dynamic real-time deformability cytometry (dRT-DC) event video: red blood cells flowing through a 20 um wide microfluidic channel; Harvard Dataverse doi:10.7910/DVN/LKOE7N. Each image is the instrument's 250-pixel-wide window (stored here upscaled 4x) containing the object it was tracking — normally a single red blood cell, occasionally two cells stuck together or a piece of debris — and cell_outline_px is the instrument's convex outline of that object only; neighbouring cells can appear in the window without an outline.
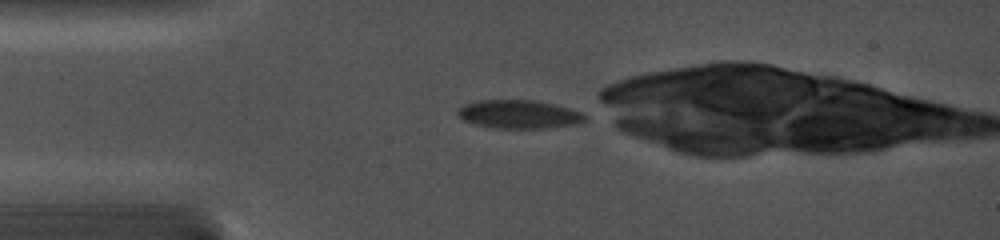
{"species": "common noctule bat (a hibernating species)", "species_latin": "Nyctalus noctula", "temperature_condition": "cold", "stored_images_in_passage": 10, "camera_frame_rate_fps": 5000, "um_per_image_px": 0.085, "animal": {"sex": "female", "body_mass_g": 19.0, "forearm_length_mm": 56.7}, "frame": {"image": 1, "passage_image": 1, "time_ms": 0.0, "image_size_px": [1000, 240], "cell_outline_px": [[588, 120], [576, 124], [548, 128], [492, 128], [476, 124], [464, 120], [456, 112], [464, 104], [476, 100], [536, 100], [556, 104], [580, 112], [588, 116]], "centroid_in_image_um": [44.15, 9.71], "position_along_channel_um": 40.9, "area_um2": 21.21}}
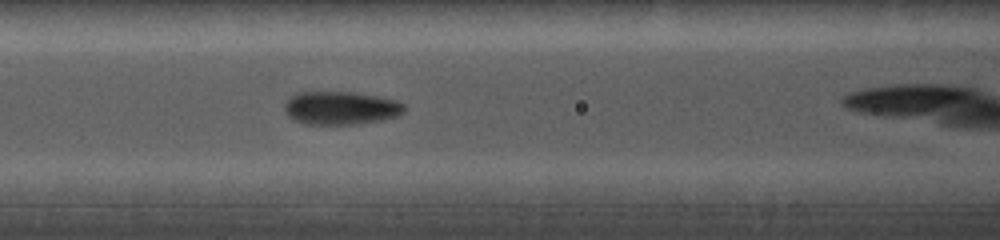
{"frame": {"image": 2, "passage_image": 7, "time_ms": 3.0, "image_size_px": [1000, 240], "cell_outline_px": [[404, 112], [400, 116], [380, 120], [356, 124], [304, 124], [292, 120], [284, 112], [284, 104], [288, 96], [296, 92], [352, 92], [376, 96], [396, 100], [404, 104]], "centroid_in_image_um": [28.91, 9.18], "position_along_channel_um": 137.7, "area_um2": 23.47}}
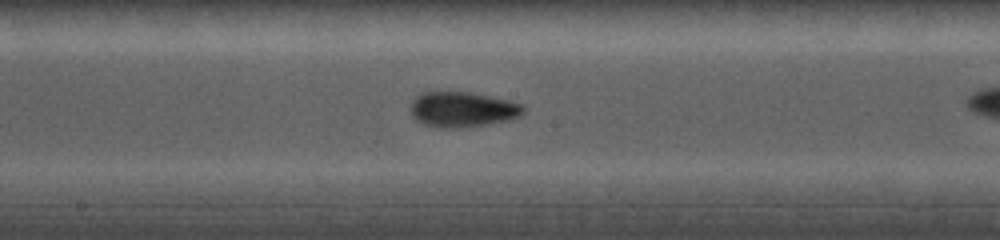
{"frame": {"image": 3, "passage_image": 10, "time_ms": 4.8, "image_size_px": [1000, 240], "cell_outline_px": [[524, 112], [520, 116], [508, 120], [488, 124], [456, 128], [440, 128], [424, 124], [416, 120], [412, 116], [412, 100], [416, 96], [424, 92], [472, 92], [508, 100], [524, 104]], "centroid_in_image_um": [39.33, 9.3], "position_along_channel_um": 208.9, "area_um2": 23.18}}